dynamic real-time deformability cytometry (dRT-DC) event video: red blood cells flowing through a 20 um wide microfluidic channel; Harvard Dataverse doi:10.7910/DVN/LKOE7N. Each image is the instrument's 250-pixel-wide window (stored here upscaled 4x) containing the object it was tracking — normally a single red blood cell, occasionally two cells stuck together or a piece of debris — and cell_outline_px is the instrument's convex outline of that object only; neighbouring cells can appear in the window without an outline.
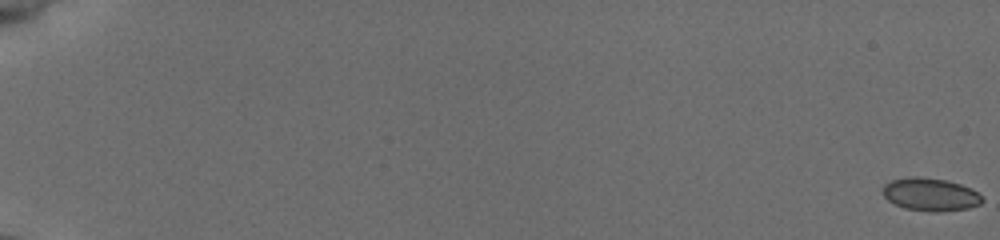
{"species": "common noctule bat (a hibernating species)", "species_latin": "Nyctalus noctula", "temperature_condition": "cold", "stored_images_in_passage": 56, "camera_frame_rate_fps": 3000, "um_per_image_px": 0.085, "animal": {"sex": "female", "body_mass_g": 19.5, "forearm_length_mm": 54.1}, "frame": {"image": 1, "passage_image": 1, "time_ms": 0.0, "image_size_px": [1000, 240], "cell_outline_px": [[984, 200], [980, 204], [968, 208], [936, 212], [932, 212], [904, 208], [888, 200], [884, 196], [884, 184], [892, 180], [912, 176], [920, 176], [944, 180], [960, 184], [972, 188]], "centroid_in_image_um": [79.09, 16.53], "position_along_channel_um": 5.9, "area_um2": 18.9}}
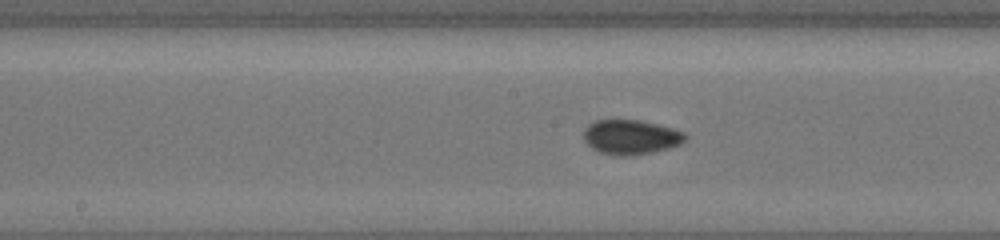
{"frame": {"image": 2, "passage_image": 32, "time_ms": 10.333, "image_size_px": [1000, 240], "cell_outline_px": [[688, 136], [680, 144], [668, 148], [636, 156], [612, 156], [600, 152], [592, 148], [584, 140], [584, 128], [588, 124], [596, 120], [640, 120], [672, 128], [684, 132]], "centroid_in_image_um": [53.6, 11.66], "position_along_channel_um": 194.6, "area_um2": 20.63}}
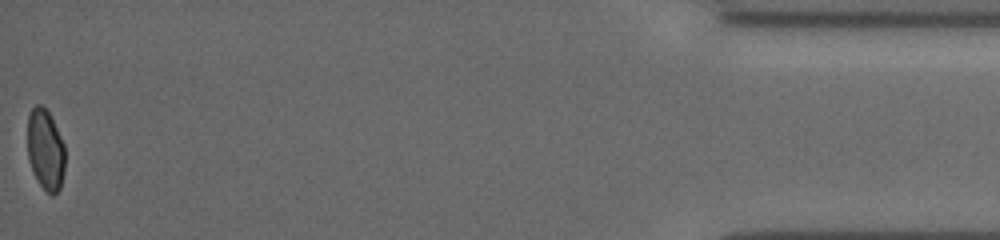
{"frame": {"image": 3, "passage_image": 56, "time_ms": 18.333, "image_size_px": [1000, 240], "cell_outline_px": [[64, 168], [60, 188], [52, 196], [40, 184], [28, 160], [28, 112], [36, 104], [40, 104], [48, 112], [64, 144]], "centroid_in_image_um": [3.85, 12.7], "position_along_channel_um": 431.3, "area_um2": 17.34}, "authors_computed_cell_mechanics": {"area_um2": 18.9006, "velocity_mm_per_s": 3.9301, "shape_relaxation_time_tau1_ms": 3.6841, "shape_relaxation_time_tau2_ms": 2.2639, "deformation_change_tau1": 0.084, "deformation_change_tau2": 0.0467}}